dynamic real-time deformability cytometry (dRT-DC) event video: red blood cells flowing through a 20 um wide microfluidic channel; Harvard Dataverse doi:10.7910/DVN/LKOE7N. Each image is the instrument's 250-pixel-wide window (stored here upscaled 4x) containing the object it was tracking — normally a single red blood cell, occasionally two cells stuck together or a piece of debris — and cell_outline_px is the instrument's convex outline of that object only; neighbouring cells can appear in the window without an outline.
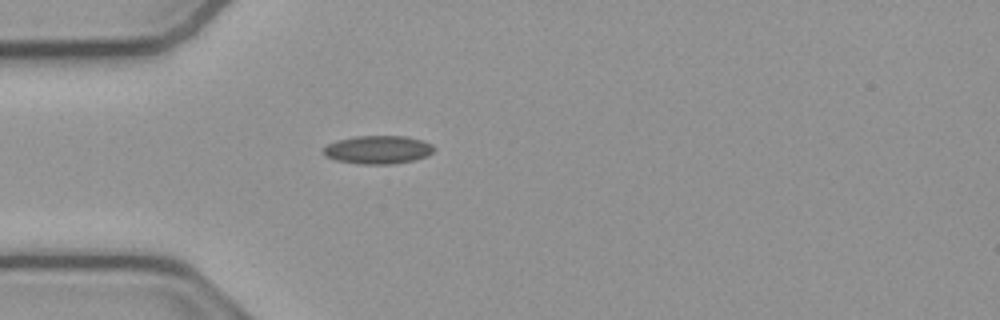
{"species": "common noctule bat (a hibernating species)", "species_latin": "Nyctalus noctula", "temperature_condition": "cold", "stored_images_in_passage": 33, "camera_frame_rate_fps": 3000, "um_per_image_px": 0.085, "animal": {"sex": "male", "body_mass_g": 23.1, "forearm_length_mm": 52.7}, "frame": {"image": 1, "passage_image": 1, "time_ms": 0.0, "image_size_px": [1000, 320], "cell_outline_px": [[436, 148], [428, 156], [412, 160], [392, 164], [360, 164], [336, 160], [324, 156], [324, 148], [328, 144], [340, 140], [356, 136], [404, 136], [420, 140], [432, 144]], "centroid_in_image_um": [32.14, 12.73], "position_along_channel_um": 52.9, "area_um2": 18.03}}
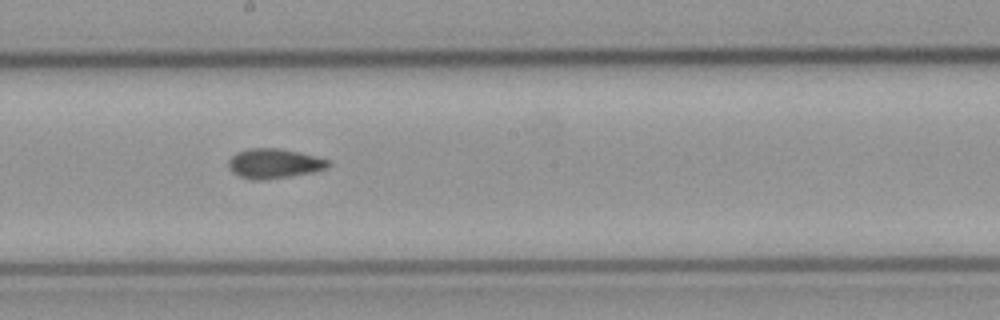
{"frame": {"image": 2, "passage_image": 15, "time_ms": 4.667, "image_size_px": [1000, 320], "cell_outline_px": [[332, 164], [328, 168], [312, 172], [264, 180], [252, 180], [240, 176], [232, 172], [228, 168], [228, 160], [236, 152], [248, 148], [280, 148], [328, 160]], "centroid_in_image_um": [23.25, 13.9], "position_along_channel_um": 224.9, "area_um2": 17.17}}
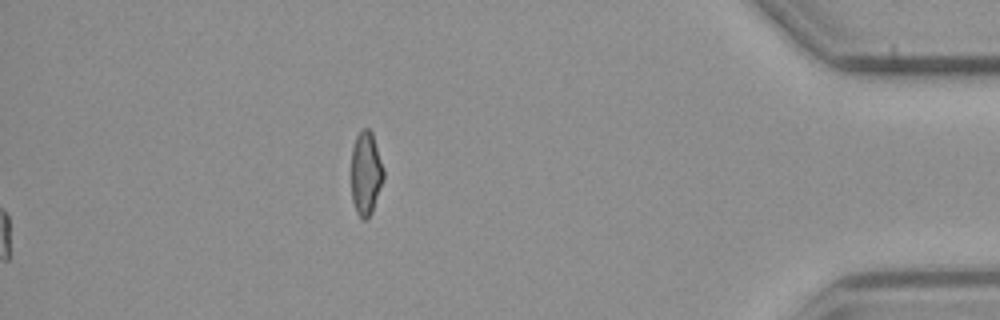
{"frame": {"image": 3, "passage_image": 33, "time_ms": 10.667, "image_size_px": [1000, 320], "cell_outline_px": [[384, 176], [372, 212], [364, 220], [356, 212], [352, 200], [352, 148], [356, 136], [364, 128], [368, 128], [372, 132], [384, 168]], "centroid_in_image_um": [31.1, 14.71], "position_along_channel_um": 404.1, "area_um2": 15.55}, "authors_computed_cell_mechanics": {"area_um2": 16.6464, "velocity_mm_per_s": 3.8145, "shape_relaxation_time_tau1_ms": null, "shape_relaxation_time_tau2_ms": 2.7523, "deformation_change_tau1": null, "deformation_change_tau2": 0.0779}}